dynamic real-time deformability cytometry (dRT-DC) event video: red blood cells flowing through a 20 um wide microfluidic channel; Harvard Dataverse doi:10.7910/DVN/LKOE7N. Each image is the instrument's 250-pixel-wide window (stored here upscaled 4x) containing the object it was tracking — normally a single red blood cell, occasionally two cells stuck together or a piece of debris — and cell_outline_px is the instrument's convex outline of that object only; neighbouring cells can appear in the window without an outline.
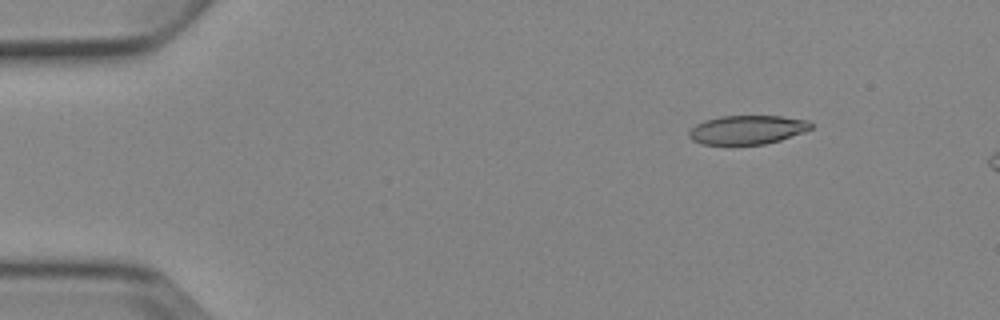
{"species": "Egyptian fruit bat (a non-hibernating species)", "species_latin": "Rousettus aegyptiacus", "temperature_condition": "cold", "stored_images_in_passage": 3, "camera_frame_rate_fps": 3000, "um_per_image_px": 0.085, "animal": {"sex": "female"}, "frame": {"image": 1, "passage_image": 1, "time_ms": 0.0, "image_size_px": [1000, 320], "cell_outline_px": [[812, 128], [804, 132], [780, 140], [764, 144], [700, 144], [692, 140], [688, 136], [688, 132], [696, 124], [704, 120], [720, 116], [780, 116], [808, 120], [812, 124]], "centroid_in_image_um": [63.5, 11.02], "position_along_channel_um": 21.5, "area_um2": 20.52}}